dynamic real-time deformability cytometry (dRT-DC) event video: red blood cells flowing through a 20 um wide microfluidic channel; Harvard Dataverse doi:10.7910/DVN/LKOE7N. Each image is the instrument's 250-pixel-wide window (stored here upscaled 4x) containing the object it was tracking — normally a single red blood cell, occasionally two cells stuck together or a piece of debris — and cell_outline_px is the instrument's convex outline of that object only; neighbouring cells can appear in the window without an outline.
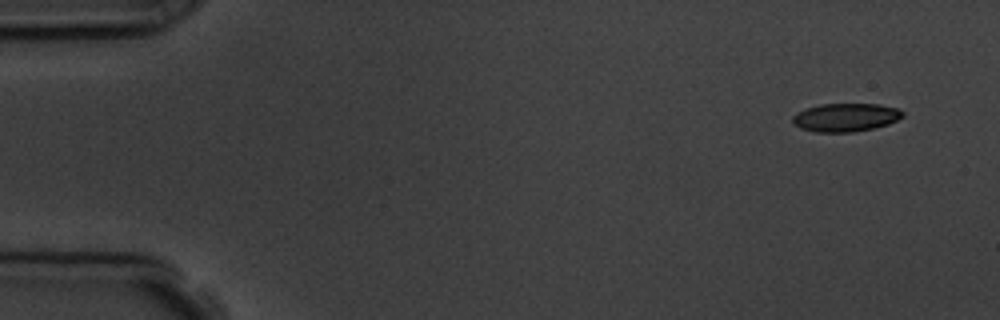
{"species": "common noctule bat (a hibernating species)", "species_latin": "Nyctalus noctula", "temperature_condition": "room temperature", "stored_images_in_passage": 7, "camera_frame_rate_fps": 3000, "um_per_image_px": 0.085, "animal": {"sex": "male", "body_mass_g": 19.5, "forearm_length_mm": 54.6}, "frame": {"image": 1, "passage_image": 1, "time_ms": 0.0, "image_size_px": [1000, 320], "cell_outline_px": [[904, 116], [888, 124], [872, 128], [852, 132], [816, 132], [800, 128], [792, 120], [792, 116], [804, 108], [820, 104], [880, 104], [900, 108], [904, 112]], "centroid_in_image_um": [71.9, 9.96], "position_along_channel_um": 13.1, "area_um2": 18.21}}
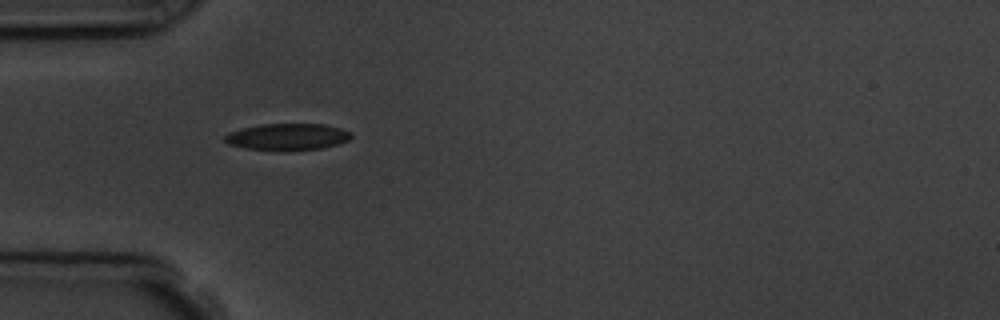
{"frame": {"image": 2, "passage_image": 5, "time_ms": 4.333, "image_size_px": [1000, 320], "cell_outline_px": [[352, 136], [348, 140], [340, 144], [320, 148], [288, 152], [276, 152], [248, 148], [228, 144], [224, 140], [224, 136], [228, 132], [244, 128], [264, 124], [324, 124], [340, 128], [352, 132]], "centroid_in_image_um": [24.45, 11.65], "position_along_channel_um": 60.5, "area_um2": 20.0}}